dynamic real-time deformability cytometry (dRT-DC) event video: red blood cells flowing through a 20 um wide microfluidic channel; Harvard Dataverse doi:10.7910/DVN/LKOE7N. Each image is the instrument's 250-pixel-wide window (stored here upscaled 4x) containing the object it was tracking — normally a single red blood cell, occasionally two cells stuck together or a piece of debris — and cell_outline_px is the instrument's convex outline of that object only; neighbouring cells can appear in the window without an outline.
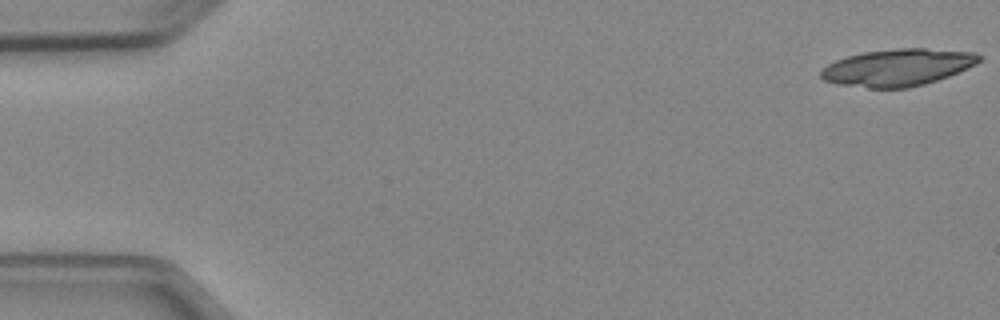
{"species": "Egyptian fruit bat (a non-hibernating species)", "species_latin": "Rousettus aegyptiacus", "temperature_condition": "cold", "stored_images_in_passage": 5, "camera_frame_rate_fps": 3000, "um_per_image_px": 0.085, "animal": {"sex": "female"}, "frame": {"image": 1, "passage_image": 1, "time_ms": 0.0, "image_size_px": [1000, 320], "cell_outline_px": [[980, 60], [976, 64], [948, 76], [924, 84], [908, 88], [868, 88], [836, 84], [824, 80], [820, 76], [820, 72], [828, 64], [836, 60], [848, 56], [864, 52], [896, 48], [924, 48], [976, 52], [980, 56]], "centroid_in_image_um": [76.29, 5.73], "position_along_channel_um": 8.7, "area_um2": 34.04}}